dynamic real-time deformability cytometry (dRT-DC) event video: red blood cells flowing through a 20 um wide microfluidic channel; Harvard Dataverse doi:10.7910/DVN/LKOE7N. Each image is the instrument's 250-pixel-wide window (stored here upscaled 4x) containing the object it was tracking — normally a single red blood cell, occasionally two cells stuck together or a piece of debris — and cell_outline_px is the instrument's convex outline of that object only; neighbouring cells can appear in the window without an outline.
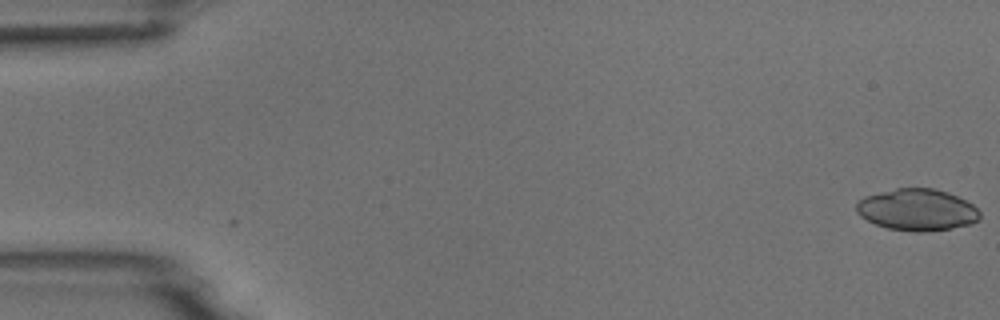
{"species": "common noctule bat (a hibernating species)", "species_latin": "Nyctalus noctula", "temperature_condition": "room temperature", "stored_images_in_passage": 8, "camera_frame_rate_fps": 3000, "um_per_image_px": 0.085, "animal": {"sex": "male", "body_mass_g": 18.8}, "frame": {"image": 1, "passage_image": 1, "time_ms": 0.0, "image_size_px": [1000, 320], "cell_outline_px": [[980, 220], [972, 224], [924, 232], [912, 232], [888, 228], [876, 224], [860, 216], [856, 212], [856, 204], [864, 196], [896, 188], [932, 188], [948, 192], [972, 204], [980, 212]], "centroid_in_image_um": [77.95, 17.83], "position_along_channel_um": 7.0, "area_um2": 29.94}}
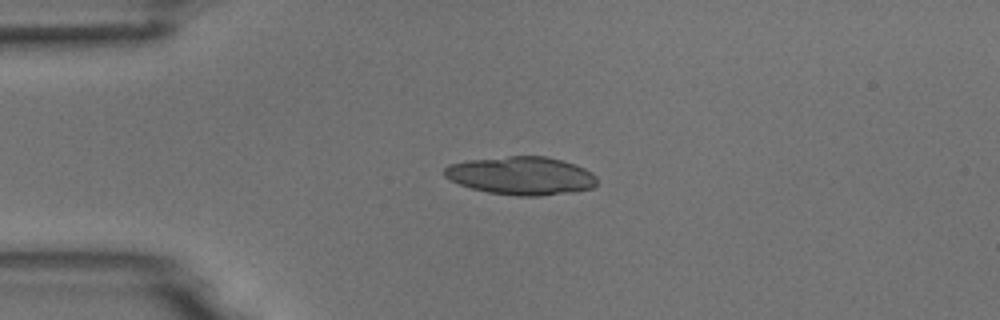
{"frame": {"image": 2, "passage_image": 4, "time_ms": 4.0, "image_size_px": [1000, 320], "cell_outline_px": [[596, 184], [592, 188], [572, 192], [540, 196], [516, 196], [488, 192], [472, 188], [460, 184], [444, 176], [444, 168], [448, 164], [468, 160], [508, 156], [548, 156], [576, 164], [592, 172], [596, 176]], "centroid_in_image_um": [44.32, 14.93], "position_along_channel_um": 40.7, "area_um2": 34.04}}